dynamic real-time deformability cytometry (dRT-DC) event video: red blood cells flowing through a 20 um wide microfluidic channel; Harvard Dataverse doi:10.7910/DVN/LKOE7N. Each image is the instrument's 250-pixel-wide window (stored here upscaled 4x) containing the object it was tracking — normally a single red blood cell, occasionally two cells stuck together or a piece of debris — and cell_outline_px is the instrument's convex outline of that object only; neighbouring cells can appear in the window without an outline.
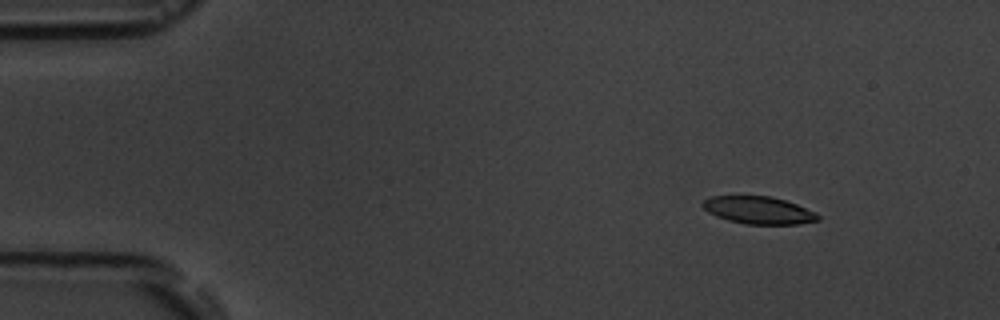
{"species": "common noctule bat (a hibernating species)", "species_latin": "Nyctalus noctula", "temperature_condition": "room temperature", "stored_images_in_passage": 16, "camera_frame_rate_fps": 3000, "um_per_image_px": 0.085, "animal": {"sex": "male", "body_mass_g": 19.5, "forearm_length_mm": 54.6}, "frame": {"image": 1, "passage_image": 2, "time_ms": 1.0, "image_size_px": [1000, 320], "cell_outline_px": [[820, 220], [800, 224], [744, 224], [728, 220], [716, 216], [708, 212], [700, 204], [704, 200], [712, 196], [772, 196], [796, 204], [816, 212], [820, 216]], "centroid_in_image_um": [64.49, 17.87], "position_along_channel_um": 20.5, "area_um2": 18.5}}
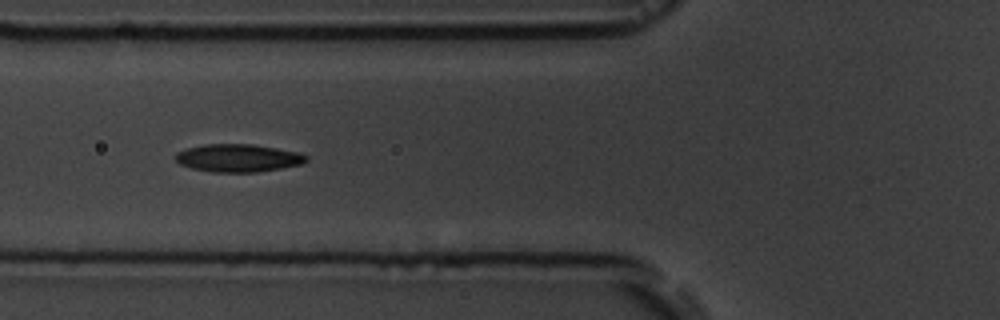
{"frame": {"image": 2, "passage_image": 6, "time_ms": 5.667, "image_size_px": [1000, 320], "cell_outline_px": [[308, 160], [304, 164], [256, 172], [212, 172], [192, 168], [180, 164], [176, 160], [176, 152], [184, 148], [204, 144], [252, 144], [300, 152], [308, 156]], "centroid_in_image_um": [20.25, 13.42], "position_along_channel_um": 105.5, "area_um2": 21.33}}
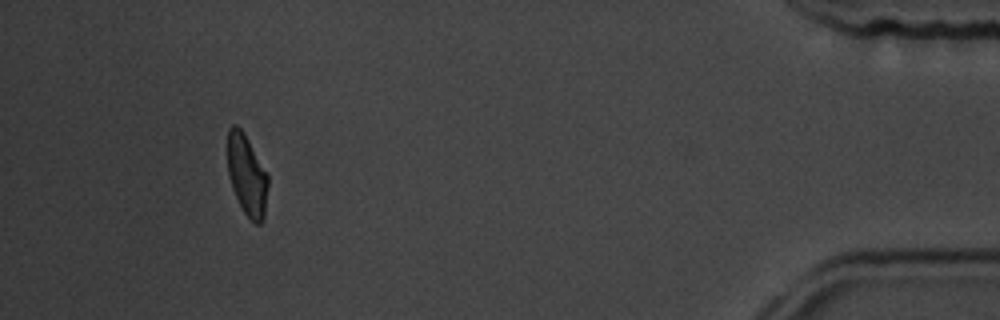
{"frame": {"image": 3, "passage_image": 15, "time_ms": 15.667, "image_size_px": [1000, 320], "cell_outline_px": [[268, 188], [264, 220], [260, 224], [256, 224], [244, 212], [232, 188], [228, 172], [228, 128], [232, 124], [236, 124], [244, 132], [268, 176]], "centroid_in_image_um": [20.99, 14.88], "position_along_channel_um": 414.2, "area_um2": 18.9}, "authors_computed_cell_mechanics": {"area_um2": 20.2589, "velocity_mm_per_s": 3.7434, "shape_relaxation_time_tau1_ms": 4.4911, "shape_relaxation_time_tau2_ms": 1.5639, "deformation_change_tau1": 0.1288, "deformation_change_tau2": 0.0534}}